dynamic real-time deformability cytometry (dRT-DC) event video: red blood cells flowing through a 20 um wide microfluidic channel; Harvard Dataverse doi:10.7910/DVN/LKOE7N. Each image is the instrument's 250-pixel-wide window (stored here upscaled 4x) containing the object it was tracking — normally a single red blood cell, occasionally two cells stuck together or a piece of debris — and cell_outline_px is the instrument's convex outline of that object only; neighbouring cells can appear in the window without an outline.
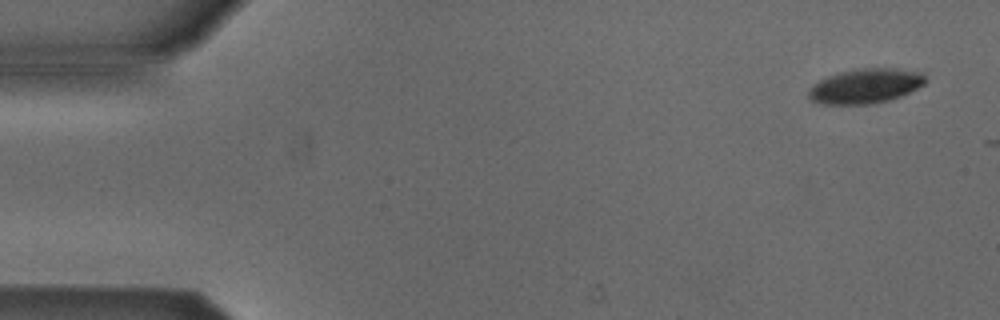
{"species": "Egyptian fruit bat (a non-hibernating species)", "species_latin": "Rousettus aegyptiacus", "temperature_condition": "cold", "stored_images_in_passage": 2, "camera_frame_rate_fps": 3000, "um_per_image_px": 0.085, "animal": {"sex": "male"}, "frame": {"image": 1, "passage_image": 1, "time_ms": 0.0, "image_size_px": [1000, 320], "cell_outline_px": [[924, 84], [900, 96], [888, 100], [872, 104], [820, 104], [812, 100], [808, 96], [808, 88], [812, 84], [828, 76], [840, 72], [860, 68], [896, 68], [920, 72], [924, 76]], "centroid_in_image_um": [73.51, 7.31], "position_along_channel_um": 11.5, "area_um2": 23.47}}